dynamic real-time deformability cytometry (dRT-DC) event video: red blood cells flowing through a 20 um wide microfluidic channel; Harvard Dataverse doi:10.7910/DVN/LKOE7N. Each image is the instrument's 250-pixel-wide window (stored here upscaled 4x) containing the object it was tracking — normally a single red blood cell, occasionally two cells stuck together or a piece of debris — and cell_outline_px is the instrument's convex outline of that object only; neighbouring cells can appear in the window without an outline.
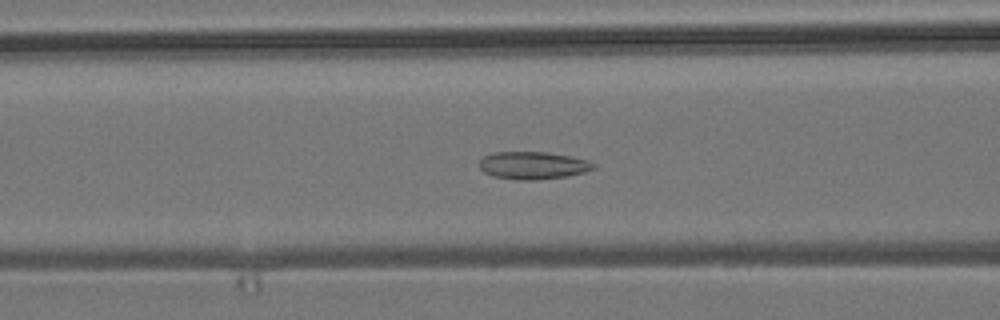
{"species": "common noctule bat (a hibernating species)", "species_latin": "Nyctalus noctula", "temperature_condition": "room temperature", "stored_images_in_passage": 31, "camera_frame_rate_fps": 3000, "um_per_image_px": 0.085, "animal": {"sex": "male", "body_mass_g": 19.2, "forearm_length_mm": 51.8}, "frame": {"image": 1, "passage_image": 22, "time_ms": 7.0, "image_size_px": [1000, 320], "cell_outline_px": [[596, 168], [584, 172], [568, 176], [536, 180], [520, 180], [492, 176], [484, 172], [480, 168], [480, 160], [484, 156], [492, 152], [548, 152], [572, 156], [588, 160], [596, 164]], "centroid_in_image_um": [45.33, 14.05], "position_along_channel_um": 121.3, "area_um2": 18.5}}
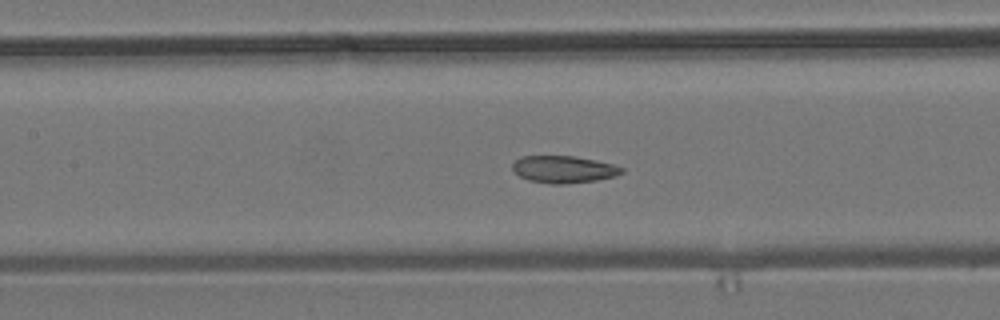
{"frame": {"image": 2, "passage_image": 25, "time_ms": 8.0, "image_size_px": [1000, 320], "cell_outline_px": [[624, 172], [616, 176], [596, 180], [564, 184], [552, 184], [528, 180], [520, 176], [512, 168], [512, 164], [520, 156], [572, 156], [596, 160], [612, 164], [624, 168]], "centroid_in_image_um": [47.92, 14.39], "position_along_channel_um": 159.5, "area_um2": 17.22}}
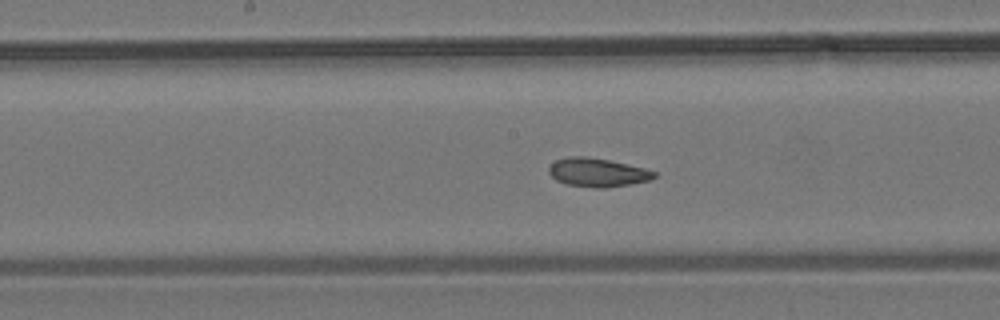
{"frame": {"image": 3, "passage_image": 28, "time_ms": 9.0, "image_size_px": [1000, 320], "cell_outline_px": [[656, 176], [648, 180], [632, 184], [604, 188], [596, 188], [568, 184], [556, 180], [548, 172], [548, 168], [556, 160], [568, 156], [584, 156], [608, 160], [644, 168], [656, 172]], "centroid_in_image_um": [50.77, 14.66], "position_along_channel_um": 197.4, "area_um2": 17.4}}